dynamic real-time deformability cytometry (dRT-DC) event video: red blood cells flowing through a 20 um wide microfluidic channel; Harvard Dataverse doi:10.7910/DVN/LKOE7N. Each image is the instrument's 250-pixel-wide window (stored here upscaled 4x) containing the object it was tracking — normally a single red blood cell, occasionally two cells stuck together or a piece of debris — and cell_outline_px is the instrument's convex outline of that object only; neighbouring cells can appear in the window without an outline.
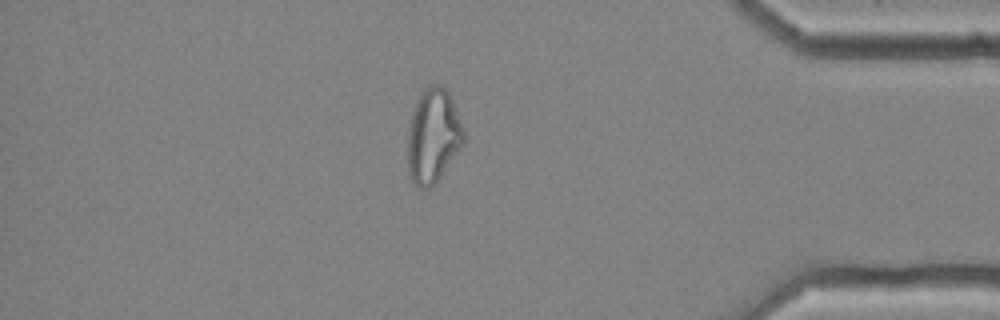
{"species": "common noctule bat (a hibernating species)", "species_latin": "Nyctalus noctula", "temperature_condition": "cold", "stored_images_in_passage": 47, "camera_frame_rate_fps": 3000, "um_per_image_px": 0.085, "animal": {"sex": "female", "body_mass_g": 25.1}, "frame": {"image": 1, "passage_image": 40, "time_ms": 13.0, "image_size_px": [1000, 320], "cell_outline_px": [[464, 144], [436, 180], [428, 188], [420, 188], [412, 180], [408, 172], [408, 120], [416, 100], [420, 92], [424, 88], [432, 84], [440, 84], [448, 92], [452, 100], [464, 132]], "centroid_in_image_um": [36.78, 11.5], "position_along_channel_um": 398.4, "area_um2": 30.52}}